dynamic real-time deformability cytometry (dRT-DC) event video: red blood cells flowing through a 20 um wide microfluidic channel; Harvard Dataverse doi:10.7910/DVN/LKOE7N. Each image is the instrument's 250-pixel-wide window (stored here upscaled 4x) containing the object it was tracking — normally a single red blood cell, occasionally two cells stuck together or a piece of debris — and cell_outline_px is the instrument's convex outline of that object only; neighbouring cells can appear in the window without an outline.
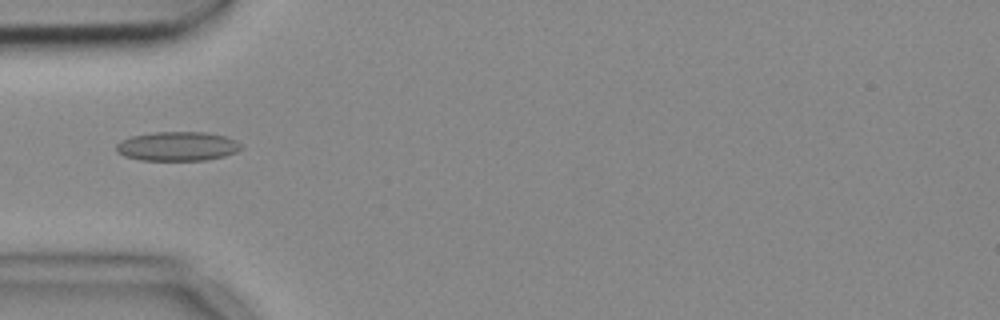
{"species": "common noctule bat (a hibernating species)", "species_latin": "Nyctalus noctula", "temperature_condition": "cold", "stored_images_in_passage": 4, "camera_frame_rate_fps": 3000, "um_per_image_px": 0.085, "animal": {"sex": "female", "body_mass_g": 18.4}, "frame": {"image": 1, "passage_image": 3, "time_ms": 0.667, "image_size_px": [1000, 320], "cell_outline_px": [[244, 148], [236, 152], [224, 156], [208, 160], [140, 160], [124, 156], [116, 152], [116, 144], [120, 140], [132, 136], [156, 132], [208, 132], [224, 136], [236, 140]], "centroid_in_image_um": [15.08, 12.43], "position_along_channel_um": 69.9, "area_um2": 21.39}}